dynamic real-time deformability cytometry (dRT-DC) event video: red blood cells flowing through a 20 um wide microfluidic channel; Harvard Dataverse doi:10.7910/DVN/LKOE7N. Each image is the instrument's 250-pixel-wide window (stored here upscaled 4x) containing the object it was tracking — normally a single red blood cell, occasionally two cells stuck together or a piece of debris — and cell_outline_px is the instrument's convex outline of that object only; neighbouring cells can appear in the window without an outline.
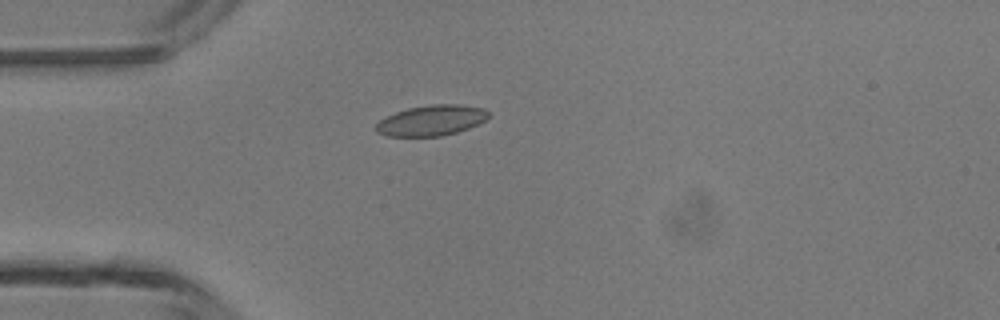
{"species": "common noctule bat (a hibernating species)", "species_latin": "Nyctalus noctula", "temperature_condition": "room temperature", "stored_images_in_passage": 3, "camera_frame_rate_fps": 3000, "um_per_image_px": 0.085, "animal": {"sex": "male", "body_mass_g": 13.3}, "frame": {"image": 1, "passage_image": 3, "time_ms": 3.0, "image_size_px": [1000, 320], "cell_outline_px": [[488, 116], [484, 120], [468, 128], [456, 132], [440, 136], [388, 136], [376, 132], [376, 124], [380, 120], [396, 112], [408, 108], [432, 104], [460, 104], [484, 108], [488, 112]], "centroid_in_image_um": [36.66, 10.23], "position_along_channel_um": 48.3, "area_um2": 19.77}}